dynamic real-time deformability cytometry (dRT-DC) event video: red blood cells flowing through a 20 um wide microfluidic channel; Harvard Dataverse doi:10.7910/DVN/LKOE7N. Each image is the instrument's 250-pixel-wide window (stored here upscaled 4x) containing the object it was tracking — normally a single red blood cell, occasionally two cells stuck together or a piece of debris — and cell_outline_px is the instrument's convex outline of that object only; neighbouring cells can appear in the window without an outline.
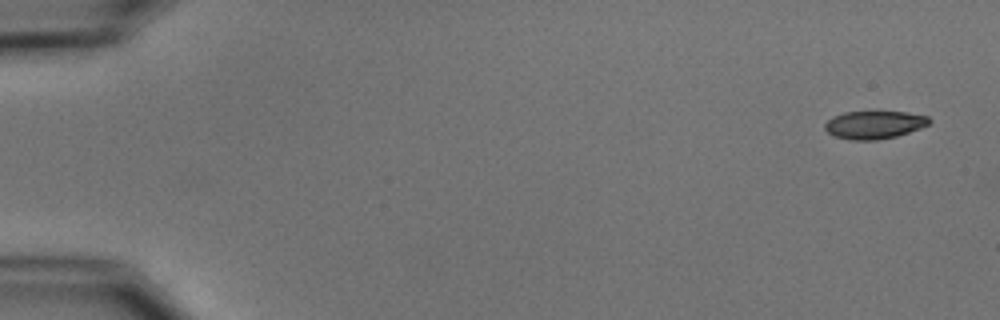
{"species": "common noctule bat (a hibernating species)", "species_latin": "Nyctalus noctula", "temperature_condition": "cold", "stored_images_in_passage": 4, "camera_frame_rate_fps": 3000, "um_per_image_px": 0.085, "animal": {"sex": "male", "body_mass_g": 15.6}, "frame": {"image": 1, "passage_image": 1, "time_ms": 0.0, "image_size_px": [1000, 320], "cell_outline_px": [[932, 120], [928, 124], [920, 128], [896, 136], [876, 140], [848, 140], [836, 136], [828, 132], [824, 128], [824, 124], [832, 116], [844, 112], [908, 112], [928, 116]], "centroid_in_image_um": [74.3, 10.6], "position_along_channel_um": 10.7, "area_um2": 16.94}}
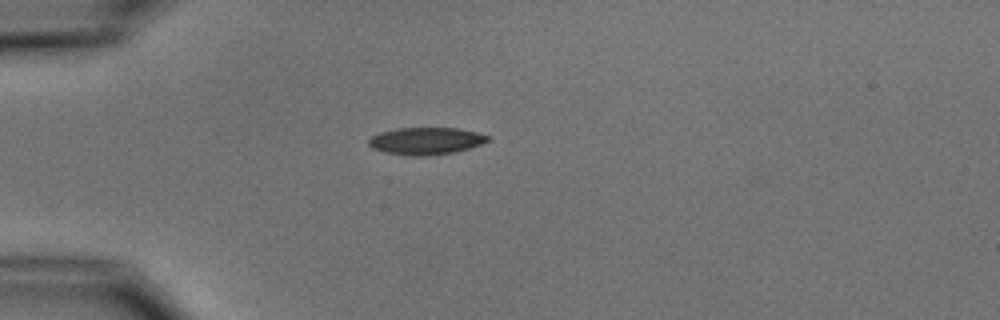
{"frame": {"image": 2, "passage_image": 4, "time_ms": 4.333, "image_size_px": [1000, 320], "cell_outline_px": [[492, 140], [468, 148], [452, 152], [424, 156], [412, 156], [384, 152], [372, 148], [368, 144], [368, 140], [372, 136], [380, 132], [396, 128], [456, 128], [476, 132], [492, 136]], "centroid_in_image_um": [36.2, 11.97], "position_along_channel_um": 48.8, "area_um2": 18.84}}